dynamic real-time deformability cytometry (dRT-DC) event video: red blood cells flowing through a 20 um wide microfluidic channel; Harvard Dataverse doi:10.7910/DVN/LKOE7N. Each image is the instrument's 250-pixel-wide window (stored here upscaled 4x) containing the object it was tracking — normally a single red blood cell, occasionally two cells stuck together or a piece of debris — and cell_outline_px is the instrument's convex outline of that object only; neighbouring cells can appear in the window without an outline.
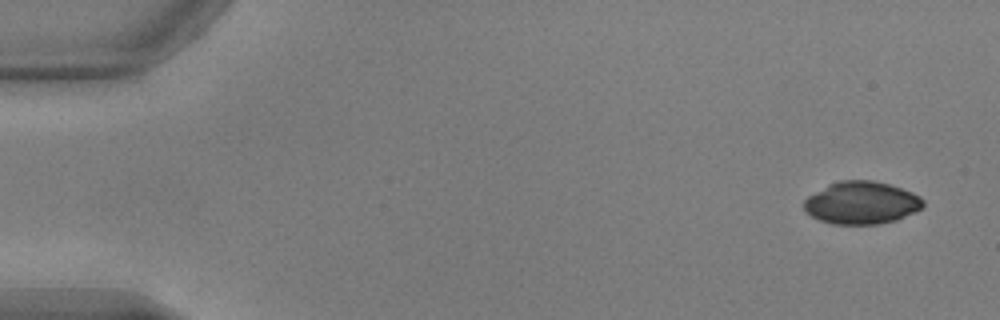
{"species": "common noctule bat (a hibernating species)", "species_latin": "Nyctalus noctula", "temperature_condition": "warm", "stored_images_in_passage": 52, "camera_frame_rate_fps": 3000, "um_per_image_px": 0.085, "animal": {"sex": "male", "body_mass_g": 17.9, "forearm_length_mm": 54.2}, "frame": {"image": 1, "passage_image": 1, "time_ms": 0.0, "image_size_px": [1000, 320], "cell_outline_px": [[924, 204], [920, 208], [896, 220], [880, 224], [832, 224], [820, 220], [804, 212], [804, 200], [808, 196], [828, 184], [840, 180], [872, 180], [888, 184], [912, 192], [920, 196], [924, 200]], "centroid_in_image_um": [73.2, 17.23], "position_along_channel_um": 11.8, "area_um2": 29.48}}
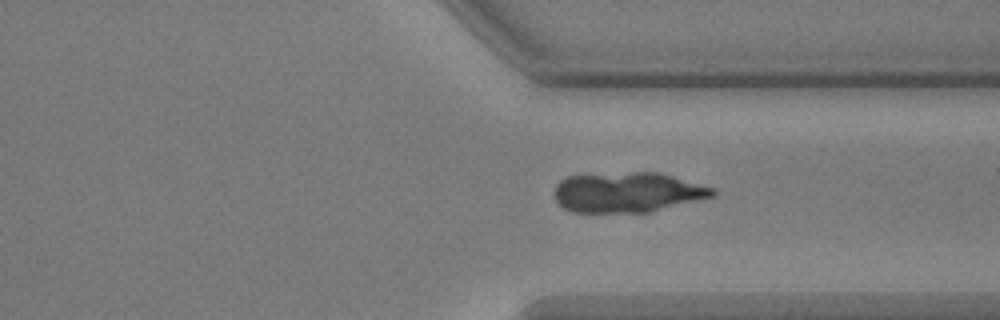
{"frame": {"image": 2, "passage_image": 38, "time_ms": 12.333, "image_size_px": [1000, 320], "cell_outline_px": [[716, 196], [648, 212], [572, 212], [564, 208], [556, 200], [556, 184], [560, 180], [568, 176], [636, 172], [660, 172], [716, 188]], "centroid_in_image_um": [53.4, 16.34], "position_along_channel_um": 358.0, "area_um2": 36.88}}
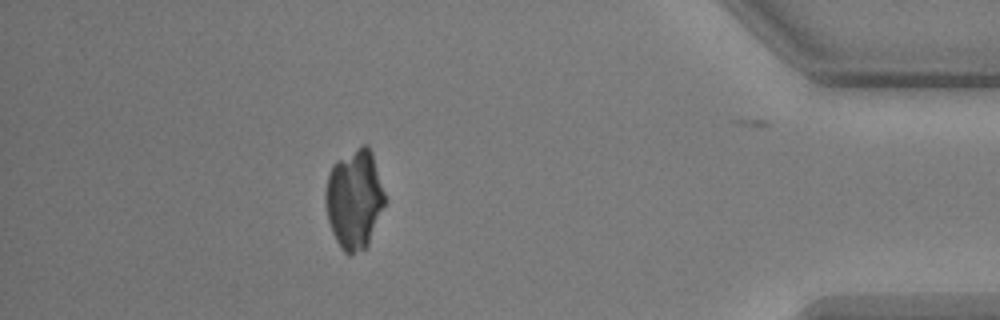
{"frame": {"image": 3, "passage_image": 45, "time_ms": 14.667, "image_size_px": [1000, 320], "cell_outline_px": [[388, 200], [368, 248], [348, 256], [340, 248], [332, 232], [328, 220], [324, 204], [324, 192], [328, 176], [332, 164], [336, 160], [360, 144], [368, 144], [372, 152]], "centroid_in_image_um": [30.14, 16.94], "position_along_channel_um": 405.1, "area_um2": 35.66}}